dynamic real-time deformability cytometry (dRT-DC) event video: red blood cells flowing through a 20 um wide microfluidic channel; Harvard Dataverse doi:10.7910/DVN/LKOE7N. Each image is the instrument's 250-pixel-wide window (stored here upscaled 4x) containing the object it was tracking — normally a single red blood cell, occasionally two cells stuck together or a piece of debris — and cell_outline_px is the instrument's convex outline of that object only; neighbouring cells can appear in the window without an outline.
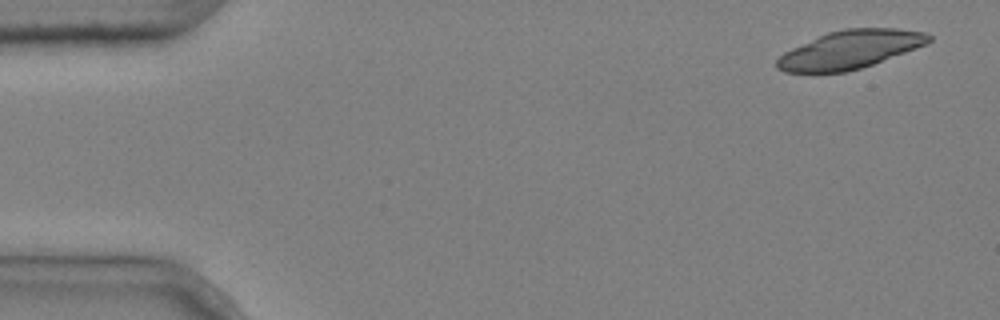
{"species": "common noctule bat (a hibernating species)", "species_latin": "Nyctalus noctula", "temperature_condition": "cold", "stored_images_in_passage": 7, "camera_frame_rate_fps": 3000, "um_per_image_px": 0.085, "animal": {"sex": "male", "body_mass_g": 20.4}, "frame": {"image": 1, "passage_image": 1, "time_ms": 0.0, "image_size_px": [1000, 320], "cell_outline_px": [[932, 40], [928, 44], [872, 64], [860, 68], [844, 72], [784, 72], [776, 68], [776, 60], [784, 52], [792, 48], [828, 32], [844, 28], [900, 28], [924, 32], [932, 36]], "centroid_in_image_um": [72.27, 4.2], "position_along_channel_um": 12.7, "area_um2": 33.64}}